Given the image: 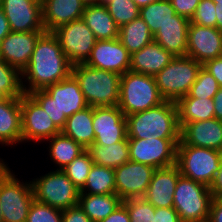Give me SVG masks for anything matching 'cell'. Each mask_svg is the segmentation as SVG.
I'll use <instances>...</instances> for the list:
<instances>
[{
    "instance_id": "25",
    "label": "cell",
    "mask_w": 222,
    "mask_h": 222,
    "mask_svg": "<svg viewBox=\"0 0 222 222\" xmlns=\"http://www.w3.org/2000/svg\"><path fill=\"white\" fill-rule=\"evenodd\" d=\"M175 56L166 51L156 41H152L131 55L130 69L133 72L155 76Z\"/></svg>"
},
{
    "instance_id": "53",
    "label": "cell",
    "mask_w": 222,
    "mask_h": 222,
    "mask_svg": "<svg viewBox=\"0 0 222 222\" xmlns=\"http://www.w3.org/2000/svg\"><path fill=\"white\" fill-rule=\"evenodd\" d=\"M3 159L0 158V177L5 173V171L9 168L8 164H5Z\"/></svg>"
},
{
    "instance_id": "19",
    "label": "cell",
    "mask_w": 222,
    "mask_h": 222,
    "mask_svg": "<svg viewBox=\"0 0 222 222\" xmlns=\"http://www.w3.org/2000/svg\"><path fill=\"white\" fill-rule=\"evenodd\" d=\"M45 31L10 32L0 46V58L22 72L28 65L38 38Z\"/></svg>"
},
{
    "instance_id": "51",
    "label": "cell",
    "mask_w": 222,
    "mask_h": 222,
    "mask_svg": "<svg viewBox=\"0 0 222 222\" xmlns=\"http://www.w3.org/2000/svg\"><path fill=\"white\" fill-rule=\"evenodd\" d=\"M216 28L222 31V3H215Z\"/></svg>"
},
{
    "instance_id": "33",
    "label": "cell",
    "mask_w": 222,
    "mask_h": 222,
    "mask_svg": "<svg viewBox=\"0 0 222 222\" xmlns=\"http://www.w3.org/2000/svg\"><path fill=\"white\" fill-rule=\"evenodd\" d=\"M80 193L116 194L114 169L93 164Z\"/></svg>"
},
{
    "instance_id": "48",
    "label": "cell",
    "mask_w": 222,
    "mask_h": 222,
    "mask_svg": "<svg viewBox=\"0 0 222 222\" xmlns=\"http://www.w3.org/2000/svg\"><path fill=\"white\" fill-rule=\"evenodd\" d=\"M212 195L217 198H222V163L220 165L218 173L209 187Z\"/></svg>"
},
{
    "instance_id": "17",
    "label": "cell",
    "mask_w": 222,
    "mask_h": 222,
    "mask_svg": "<svg viewBox=\"0 0 222 222\" xmlns=\"http://www.w3.org/2000/svg\"><path fill=\"white\" fill-rule=\"evenodd\" d=\"M186 56L202 65L222 56V31L190 22L187 36Z\"/></svg>"
},
{
    "instance_id": "1",
    "label": "cell",
    "mask_w": 222,
    "mask_h": 222,
    "mask_svg": "<svg viewBox=\"0 0 222 222\" xmlns=\"http://www.w3.org/2000/svg\"><path fill=\"white\" fill-rule=\"evenodd\" d=\"M72 64L63 53L57 37L44 32L37 40L27 67L21 72L22 89L28 94L68 78ZM26 79V80H25ZM28 84L27 86L24 84Z\"/></svg>"
},
{
    "instance_id": "12",
    "label": "cell",
    "mask_w": 222,
    "mask_h": 222,
    "mask_svg": "<svg viewBox=\"0 0 222 222\" xmlns=\"http://www.w3.org/2000/svg\"><path fill=\"white\" fill-rule=\"evenodd\" d=\"M179 142L180 139L128 138L130 160L155 169L175 165Z\"/></svg>"
},
{
    "instance_id": "32",
    "label": "cell",
    "mask_w": 222,
    "mask_h": 222,
    "mask_svg": "<svg viewBox=\"0 0 222 222\" xmlns=\"http://www.w3.org/2000/svg\"><path fill=\"white\" fill-rule=\"evenodd\" d=\"M46 141L50 142L48 152L51 161L59 167L57 170H62L85 150L79 143L62 132Z\"/></svg>"
},
{
    "instance_id": "36",
    "label": "cell",
    "mask_w": 222,
    "mask_h": 222,
    "mask_svg": "<svg viewBox=\"0 0 222 222\" xmlns=\"http://www.w3.org/2000/svg\"><path fill=\"white\" fill-rule=\"evenodd\" d=\"M93 164L90 153L85 149L70 164L65 166L62 171L79 189H81L85 185Z\"/></svg>"
},
{
    "instance_id": "29",
    "label": "cell",
    "mask_w": 222,
    "mask_h": 222,
    "mask_svg": "<svg viewBox=\"0 0 222 222\" xmlns=\"http://www.w3.org/2000/svg\"><path fill=\"white\" fill-rule=\"evenodd\" d=\"M87 150L95 165L112 169L118 168L130 160L128 137L112 145L92 144Z\"/></svg>"
},
{
    "instance_id": "13",
    "label": "cell",
    "mask_w": 222,
    "mask_h": 222,
    "mask_svg": "<svg viewBox=\"0 0 222 222\" xmlns=\"http://www.w3.org/2000/svg\"><path fill=\"white\" fill-rule=\"evenodd\" d=\"M22 142H44L61 131L47 112L29 95L21 96Z\"/></svg>"
},
{
    "instance_id": "11",
    "label": "cell",
    "mask_w": 222,
    "mask_h": 222,
    "mask_svg": "<svg viewBox=\"0 0 222 222\" xmlns=\"http://www.w3.org/2000/svg\"><path fill=\"white\" fill-rule=\"evenodd\" d=\"M52 33L72 65L85 63L97 41L83 19L61 25Z\"/></svg>"
},
{
    "instance_id": "31",
    "label": "cell",
    "mask_w": 222,
    "mask_h": 222,
    "mask_svg": "<svg viewBox=\"0 0 222 222\" xmlns=\"http://www.w3.org/2000/svg\"><path fill=\"white\" fill-rule=\"evenodd\" d=\"M119 40L132 55L154 40L148 25L139 16L119 28Z\"/></svg>"
},
{
    "instance_id": "54",
    "label": "cell",
    "mask_w": 222,
    "mask_h": 222,
    "mask_svg": "<svg viewBox=\"0 0 222 222\" xmlns=\"http://www.w3.org/2000/svg\"><path fill=\"white\" fill-rule=\"evenodd\" d=\"M86 5L99 4V0H83Z\"/></svg>"
},
{
    "instance_id": "16",
    "label": "cell",
    "mask_w": 222,
    "mask_h": 222,
    "mask_svg": "<svg viewBox=\"0 0 222 222\" xmlns=\"http://www.w3.org/2000/svg\"><path fill=\"white\" fill-rule=\"evenodd\" d=\"M1 7L12 32L45 31L42 0H2Z\"/></svg>"
},
{
    "instance_id": "44",
    "label": "cell",
    "mask_w": 222,
    "mask_h": 222,
    "mask_svg": "<svg viewBox=\"0 0 222 222\" xmlns=\"http://www.w3.org/2000/svg\"><path fill=\"white\" fill-rule=\"evenodd\" d=\"M154 222H182L173 207L155 208Z\"/></svg>"
},
{
    "instance_id": "20",
    "label": "cell",
    "mask_w": 222,
    "mask_h": 222,
    "mask_svg": "<svg viewBox=\"0 0 222 222\" xmlns=\"http://www.w3.org/2000/svg\"><path fill=\"white\" fill-rule=\"evenodd\" d=\"M180 139L186 144L222 152V120L215 117L186 123L180 130Z\"/></svg>"
},
{
    "instance_id": "9",
    "label": "cell",
    "mask_w": 222,
    "mask_h": 222,
    "mask_svg": "<svg viewBox=\"0 0 222 222\" xmlns=\"http://www.w3.org/2000/svg\"><path fill=\"white\" fill-rule=\"evenodd\" d=\"M31 181L34 199L65 210L78 205L80 189L62 170H53Z\"/></svg>"
},
{
    "instance_id": "5",
    "label": "cell",
    "mask_w": 222,
    "mask_h": 222,
    "mask_svg": "<svg viewBox=\"0 0 222 222\" xmlns=\"http://www.w3.org/2000/svg\"><path fill=\"white\" fill-rule=\"evenodd\" d=\"M164 101L154 76L131 70L121 75L118 107L125 116L151 109Z\"/></svg>"
},
{
    "instance_id": "21",
    "label": "cell",
    "mask_w": 222,
    "mask_h": 222,
    "mask_svg": "<svg viewBox=\"0 0 222 222\" xmlns=\"http://www.w3.org/2000/svg\"><path fill=\"white\" fill-rule=\"evenodd\" d=\"M180 176L181 174L176 164L155 169L143 197L155 208L173 207V196Z\"/></svg>"
},
{
    "instance_id": "30",
    "label": "cell",
    "mask_w": 222,
    "mask_h": 222,
    "mask_svg": "<svg viewBox=\"0 0 222 222\" xmlns=\"http://www.w3.org/2000/svg\"><path fill=\"white\" fill-rule=\"evenodd\" d=\"M176 105L180 129L186 123L208 120L215 117L212 98H180Z\"/></svg>"
},
{
    "instance_id": "55",
    "label": "cell",
    "mask_w": 222,
    "mask_h": 222,
    "mask_svg": "<svg viewBox=\"0 0 222 222\" xmlns=\"http://www.w3.org/2000/svg\"><path fill=\"white\" fill-rule=\"evenodd\" d=\"M112 0H99L100 5H106L107 3L111 2Z\"/></svg>"
},
{
    "instance_id": "18",
    "label": "cell",
    "mask_w": 222,
    "mask_h": 222,
    "mask_svg": "<svg viewBox=\"0 0 222 222\" xmlns=\"http://www.w3.org/2000/svg\"><path fill=\"white\" fill-rule=\"evenodd\" d=\"M85 64L92 68L123 75L130 69L131 54L122 45L119 38L97 40Z\"/></svg>"
},
{
    "instance_id": "22",
    "label": "cell",
    "mask_w": 222,
    "mask_h": 222,
    "mask_svg": "<svg viewBox=\"0 0 222 222\" xmlns=\"http://www.w3.org/2000/svg\"><path fill=\"white\" fill-rule=\"evenodd\" d=\"M83 0H42V22L46 32L71 21L82 19Z\"/></svg>"
},
{
    "instance_id": "6",
    "label": "cell",
    "mask_w": 222,
    "mask_h": 222,
    "mask_svg": "<svg viewBox=\"0 0 222 222\" xmlns=\"http://www.w3.org/2000/svg\"><path fill=\"white\" fill-rule=\"evenodd\" d=\"M222 163V152L186 145L181 139L177 145L176 165L183 177L211 186Z\"/></svg>"
},
{
    "instance_id": "56",
    "label": "cell",
    "mask_w": 222,
    "mask_h": 222,
    "mask_svg": "<svg viewBox=\"0 0 222 222\" xmlns=\"http://www.w3.org/2000/svg\"><path fill=\"white\" fill-rule=\"evenodd\" d=\"M214 3H222V0H212Z\"/></svg>"
},
{
    "instance_id": "34",
    "label": "cell",
    "mask_w": 222,
    "mask_h": 222,
    "mask_svg": "<svg viewBox=\"0 0 222 222\" xmlns=\"http://www.w3.org/2000/svg\"><path fill=\"white\" fill-rule=\"evenodd\" d=\"M176 11L169 0H158L140 8L139 16L148 25L154 35L160 27L169 21H175Z\"/></svg>"
},
{
    "instance_id": "14",
    "label": "cell",
    "mask_w": 222,
    "mask_h": 222,
    "mask_svg": "<svg viewBox=\"0 0 222 222\" xmlns=\"http://www.w3.org/2000/svg\"><path fill=\"white\" fill-rule=\"evenodd\" d=\"M155 168L129 160L114 169L116 194L124 201L143 197Z\"/></svg>"
},
{
    "instance_id": "3",
    "label": "cell",
    "mask_w": 222,
    "mask_h": 222,
    "mask_svg": "<svg viewBox=\"0 0 222 222\" xmlns=\"http://www.w3.org/2000/svg\"><path fill=\"white\" fill-rule=\"evenodd\" d=\"M127 137L137 139H180L176 102L163 103L126 116Z\"/></svg>"
},
{
    "instance_id": "49",
    "label": "cell",
    "mask_w": 222,
    "mask_h": 222,
    "mask_svg": "<svg viewBox=\"0 0 222 222\" xmlns=\"http://www.w3.org/2000/svg\"><path fill=\"white\" fill-rule=\"evenodd\" d=\"M215 118L222 120V88L213 97Z\"/></svg>"
},
{
    "instance_id": "42",
    "label": "cell",
    "mask_w": 222,
    "mask_h": 222,
    "mask_svg": "<svg viewBox=\"0 0 222 222\" xmlns=\"http://www.w3.org/2000/svg\"><path fill=\"white\" fill-rule=\"evenodd\" d=\"M200 1L201 0H170V3L175 9L176 14L191 20Z\"/></svg>"
},
{
    "instance_id": "41",
    "label": "cell",
    "mask_w": 222,
    "mask_h": 222,
    "mask_svg": "<svg viewBox=\"0 0 222 222\" xmlns=\"http://www.w3.org/2000/svg\"><path fill=\"white\" fill-rule=\"evenodd\" d=\"M190 22L216 28L215 3L212 0H201Z\"/></svg>"
},
{
    "instance_id": "26",
    "label": "cell",
    "mask_w": 222,
    "mask_h": 222,
    "mask_svg": "<svg viewBox=\"0 0 222 222\" xmlns=\"http://www.w3.org/2000/svg\"><path fill=\"white\" fill-rule=\"evenodd\" d=\"M82 19L94 33L97 40H113L119 38V27L105 5H86Z\"/></svg>"
},
{
    "instance_id": "50",
    "label": "cell",
    "mask_w": 222,
    "mask_h": 222,
    "mask_svg": "<svg viewBox=\"0 0 222 222\" xmlns=\"http://www.w3.org/2000/svg\"><path fill=\"white\" fill-rule=\"evenodd\" d=\"M11 32L8 20L0 6V46L2 39Z\"/></svg>"
},
{
    "instance_id": "15",
    "label": "cell",
    "mask_w": 222,
    "mask_h": 222,
    "mask_svg": "<svg viewBox=\"0 0 222 222\" xmlns=\"http://www.w3.org/2000/svg\"><path fill=\"white\" fill-rule=\"evenodd\" d=\"M93 144L112 145L127 137V119L118 106L93 107Z\"/></svg>"
},
{
    "instance_id": "10",
    "label": "cell",
    "mask_w": 222,
    "mask_h": 222,
    "mask_svg": "<svg viewBox=\"0 0 222 222\" xmlns=\"http://www.w3.org/2000/svg\"><path fill=\"white\" fill-rule=\"evenodd\" d=\"M34 200L31 181L21 182L8 168L0 177V210L3 222H26Z\"/></svg>"
},
{
    "instance_id": "45",
    "label": "cell",
    "mask_w": 222,
    "mask_h": 222,
    "mask_svg": "<svg viewBox=\"0 0 222 222\" xmlns=\"http://www.w3.org/2000/svg\"><path fill=\"white\" fill-rule=\"evenodd\" d=\"M202 67L207 70L217 80L222 88V56L206 61Z\"/></svg>"
},
{
    "instance_id": "27",
    "label": "cell",
    "mask_w": 222,
    "mask_h": 222,
    "mask_svg": "<svg viewBox=\"0 0 222 222\" xmlns=\"http://www.w3.org/2000/svg\"><path fill=\"white\" fill-rule=\"evenodd\" d=\"M93 107L88 106L68 117L61 132L88 149L95 141Z\"/></svg>"
},
{
    "instance_id": "39",
    "label": "cell",
    "mask_w": 222,
    "mask_h": 222,
    "mask_svg": "<svg viewBox=\"0 0 222 222\" xmlns=\"http://www.w3.org/2000/svg\"><path fill=\"white\" fill-rule=\"evenodd\" d=\"M122 204L128 211L130 222H154L155 207L144 197L126 199Z\"/></svg>"
},
{
    "instance_id": "47",
    "label": "cell",
    "mask_w": 222,
    "mask_h": 222,
    "mask_svg": "<svg viewBox=\"0 0 222 222\" xmlns=\"http://www.w3.org/2000/svg\"><path fill=\"white\" fill-rule=\"evenodd\" d=\"M100 222H130L126 207L121 204L114 212Z\"/></svg>"
},
{
    "instance_id": "52",
    "label": "cell",
    "mask_w": 222,
    "mask_h": 222,
    "mask_svg": "<svg viewBox=\"0 0 222 222\" xmlns=\"http://www.w3.org/2000/svg\"><path fill=\"white\" fill-rule=\"evenodd\" d=\"M155 1H158V0H133V2L139 7V8H142V7H145L147 5H149L150 3H153Z\"/></svg>"
},
{
    "instance_id": "38",
    "label": "cell",
    "mask_w": 222,
    "mask_h": 222,
    "mask_svg": "<svg viewBox=\"0 0 222 222\" xmlns=\"http://www.w3.org/2000/svg\"><path fill=\"white\" fill-rule=\"evenodd\" d=\"M217 80L203 67L198 72L196 81L191 86L189 93L182 98H212L219 90Z\"/></svg>"
},
{
    "instance_id": "43",
    "label": "cell",
    "mask_w": 222,
    "mask_h": 222,
    "mask_svg": "<svg viewBox=\"0 0 222 222\" xmlns=\"http://www.w3.org/2000/svg\"><path fill=\"white\" fill-rule=\"evenodd\" d=\"M62 222H92L79 205L62 210Z\"/></svg>"
},
{
    "instance_id": "2",
    "label": "cell",
    "mask_w": 222,
    "mask_h": 222,
    "mask_svg": "<svg viewBox=\"0 0 222 222\" xmlns=\"http://www.w3.org/2000/svg\"><path fill=\"white\" fill-rule=\"evenodd\" d=\"M28 94L47 112L60 131L68 117L89 106L72 74L64 80Z\"/></svg>"
},
{
    "instance_id": "23",
    "label": "cell",
    "mask_w": 222,
    "mask_h": 222,
    "mask_svg": "<svg viewBox=\"0 0 222 222\" xmlns=\"http://www.w3.org/2000/svg\"><path fill=\"white\" fill-rule=\"evenodd\" d=\"M22 144L21 97L0 100V144Z\"/></svg>"
},
{
    "instance_id": "28",
    "label": "cell",
    "mask_w": 222,
    "mask_h": 222,
    "mask_svg": "<svg viewBox=\"0 0 222 222\" xmlns=\"http://www.w3.org/2000/svg\"><path fill=\"white\" fill-rule=\"evenodd\" d=\"M123 200L117 194H79L78 205L92 222H100L114 212Z\"/></svg>"
},
{
    "instance_id": "40",
    "label": "cell",
    "mask_w": 222,
    "mask_h": 222,
    "mask_svg": "<svg viewBox=\"0 0 222 222\" xmlns=\"http://www.w3.org/2000/svg\"><path fill=\"white\" fill-rule=\"evenodd\" d=\"M26 222H62V210L34 199L30 205Z\"/></svg>"
},
{
    "instance_id": "4",
    "label": "cell",
    "mask_w": 222,
    "mask_h": 222,
    "mask_svg": "<svg viewBox=\"0 0 222 222\" xmlns=\"http://www.w3.org/2000/svg\"><path fill=\"white\" fill-rule=\"evenodd\" d=\"M72 75L78 81L89 106H118L120 74L81 63L72 65Z\"/></svg>"
},
{
    "instance_id": "57",
    "label": "cell",
    "mask_w": 222,
    "mask_h": 222,
    "mask_svg": "<svg viewBox=\"0 0 222 222\" xmlns=\"http://www.w3.org/2000/svg\"><path fill=\"white\" fill-rule=\"evenodd\" d=\"M0 222H3L1 210H0Z\"/></svg>"
},
{
    "instance_id": "37",
    "label": "cell",
    "mask_w": 222,
    "mask_h": 222,
    "mask_svg": "<svg viewBox=\"0 0 222 222\" xmlns=\"http://www.w3.org/2000/svg\"><path fill=\"white\" fill-rule=\"evenodd\" d=\"M105 6L119 28L139 17L140 8L133 0H112Z\"/></svg>"
},
{
    "instance_id": "35",
    "label": "cell",
    "mask_w": 222,
    "mask_h": 222,
    "mask_svg": "<svg viewBox=\"0 0 222 222\" xmlns=\"http://www.w3.org/2000/svg\"><path fill=\"white\" fill-rule=\"evenodd\" d=\"M21 72L0 58V100L5 97H21L22 89Z\"/></svg>"
},
{
    "instance_id": "24",
    "label": "cell",
    "mask_w": 222,
    "mask_h": 222,
    "mask_svg": "<svg viewBox=\"0 0 222 222\" xmlns=\"http://www.w3.org/2000/svg\"><path fill=\"white\" fill-rule=\"evenodd\" d=\"M189 24V19L176 14L175 21H169L157 30L154 41L173 56H186Z\"/></svg>"
},
{
    "instance_id": "7",
    "label": "cell",
    "mask_w": 222,
    "mask_h": 222,
    "mask_svg": "<svg viewBox=\"0 0 222 222\" xmlns=\"http://www.w3.org/2000/svg\"><path fill=\"white\" fill-rule=\"evenodd\" d=\"M212 198L207 185L181 175L173 196V208L182 222H208Z\"/></svg>"
},
{
    "instance_id": "8",
    "label": "cell",
    "mask_w": 222,
    "mask_h": 222,
    "mask_svg": "<svg viewBox=\"0 0 222 222\" xmlns=\"http://www.w3.org/2000/svg\"><path fill=\"white\" fill-rule=\"evenodd\" d=\"M201 67L202 64L191 57L175 56L154 76L161 96L173 102L186 96Z\"/></svg>"
},
{
    "instance_id": "46",
    "label": "cell",
    "mask_w": 222,
    "mask_h": 222,
    "mask_svg": "<svg viewBox=\"0 0 222 222\" xmlns=\"http://www.w3.org/2000/svg\"><path fill=\"white\" fill-rule=\"evenodd\" d=\"M208 222H222V198H212Z\"/></svg>"
}]
</instances>
